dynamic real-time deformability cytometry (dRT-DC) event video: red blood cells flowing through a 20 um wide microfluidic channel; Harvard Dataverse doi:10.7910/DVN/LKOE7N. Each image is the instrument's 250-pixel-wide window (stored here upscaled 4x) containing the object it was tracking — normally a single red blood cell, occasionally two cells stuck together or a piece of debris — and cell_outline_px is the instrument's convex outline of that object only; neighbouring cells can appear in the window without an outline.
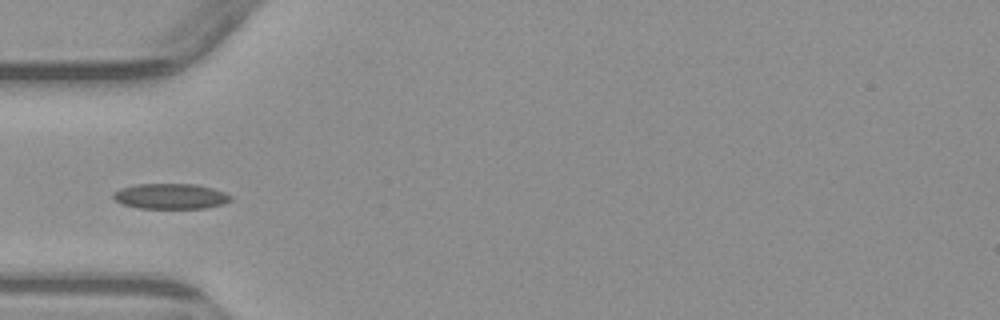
{"species": "common noctule bat (a hibernating species)", "species_latin": "Nyctalus noctula", "temperature_condition": "warm", "stored_images_in_passage": 5, "camera_frame_rate_fps": 3000, "um_per_image_px": 0.085, "animal": {"sex": "male", "body_mass_g": 23.1, "forearm_length_mm": 52.7}, "frame": {"image": 1, "passage_image": 4, "time_ms": 3.667, "image_size_px": [1000, 320], "cell_outline_px": [[232, 200], [224, 204], [204, 208], [136, 208], [124, 204], [116, 200], [112, 196], [112, 192], [120, 188], [136, 184], [196, 184], [212, 188], [224, 192], [232, 196]], "centroid_in_image_um": [14.5, 16.68], "position_along_channel_um": 70.5, "area_um2": 17.46}}
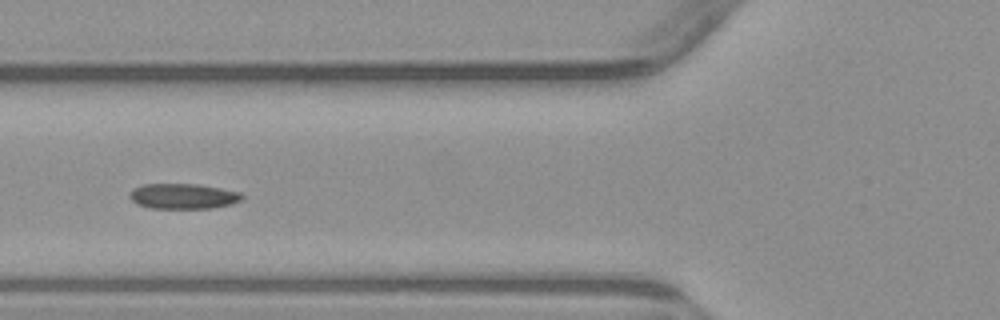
{"frame": {"image": 2, "passage_image": 5, "time_ms": 4.667, "image_size_px": [1000, 320], "cell_outline_px": [[244, 196], [240, 200], [232, 204], [212, 208], [148, 208], [136, 204], [128, 196], [132, 188], [144, 184], [200, 184], [240, 192]], "centroid_in_image_um": [15.54, 16.67], "position_along_channel_um": 110.3, "area_um2": 16.7}}